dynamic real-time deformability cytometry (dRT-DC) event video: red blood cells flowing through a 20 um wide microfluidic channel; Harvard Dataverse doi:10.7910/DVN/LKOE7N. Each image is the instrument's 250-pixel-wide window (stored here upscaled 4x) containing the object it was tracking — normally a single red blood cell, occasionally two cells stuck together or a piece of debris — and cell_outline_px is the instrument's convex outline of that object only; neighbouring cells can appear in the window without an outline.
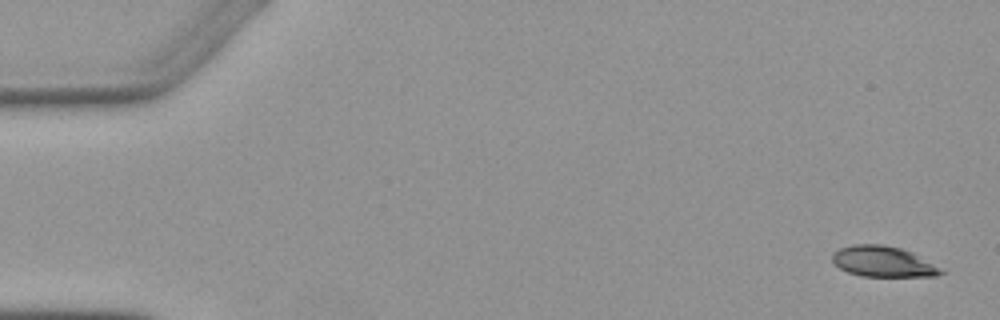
{"species": "Egyptian fruit bat (a non-hibernating species)", "species_latin": "Rousettus aegyptiacus", "temperature_condition": "warm", "stored_images_in_passage": 5, "camera_frame_rate_fps": 3000, "um_per_image_px": 0.085, "animal": {"sex": "female"}, "frame": {"image": 1, "passage_image": 1, "time_ms": 0.0, "image_size_px": [1000, 320], "cell_outline_px": [[948, 272], [936, 276], [860, 276], [848, 272], [840, 268], [832, 260], [832, 256], [840, 248], [852, 244], [884, 244], [900, 248], [912, 252]], "centroid_in_image_um": [75.09, 22.23], "position_along_channel_um": 9.9, "area_um2": 19.36}}
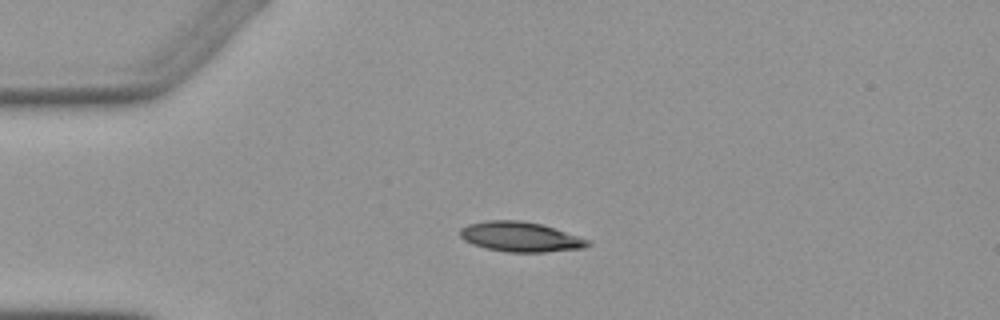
{"frame": {"image": 2, "passage_image": 4, "time_ms": 3.667, "image_size_px": [1000, 320], "cell_outline_px": [[592, 244], [584, 248], [544, 252], [508, 252], [484, 248], [472, 244], [464, 240], [460, 236], [460, 228], [468, 224], [488, 220], [520, 220], [540, 224], [592, 240]], "centroid_in_image_um": [44.24, 20.13], "position_along_channel_um": 40.8, "area_um2": 22.31}}